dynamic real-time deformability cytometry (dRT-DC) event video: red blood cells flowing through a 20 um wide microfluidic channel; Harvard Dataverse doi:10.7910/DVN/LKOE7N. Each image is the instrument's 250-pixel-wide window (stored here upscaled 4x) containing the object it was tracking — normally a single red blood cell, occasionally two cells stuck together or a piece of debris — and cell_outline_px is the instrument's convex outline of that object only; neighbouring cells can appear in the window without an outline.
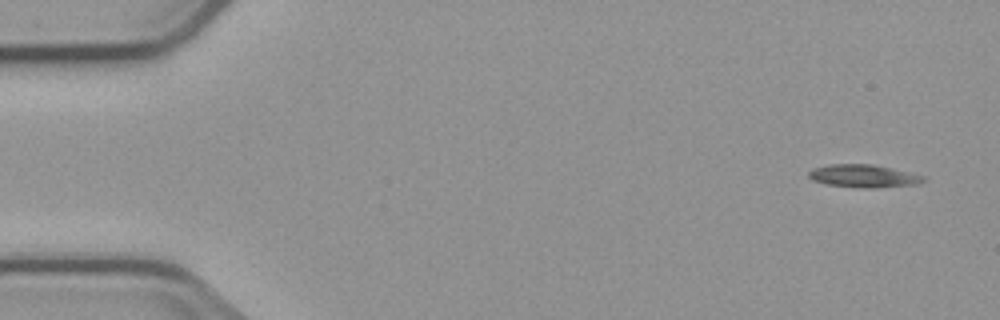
{"species": "common noctule bat (a hibernating species)", "species_latin": "Nyctalus noctula", "temperature_condition": "cold", "stored_images_in_passage": 6, "camera_frame_rate_fps": 3000, "um_per_image_px": 0.085, "animal": {"sex": "male", "body_mass_g": 23.1, "forearm_length_mm": 52.7}, "frame": {"image": 1, "passage_image": 1, "time_ms": 0.0, "image_size_px": [1000, 320], "cell_outline_px": [[928, 180], [920, 184], [876, 188], [864, 188], [824, 184], [812, 180], [808, 176], [808, 172], [812, 168], [828, 164], [872, 164], [908, 172], [924, 176]], "centroid_in_image_um": [73.4, 14.97], "position_along_channel_um": 11.6, "area_um2": 15.43}}
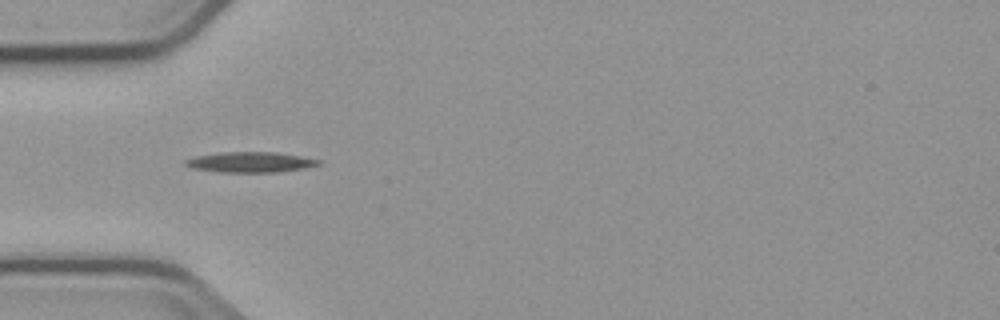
{"frame": {"image": 2, "passage_image": 5, "time_ms": 4.667, "image_size_px": [1000, 320], "cell_outline_px": [[320, 164], [304, 168], [276, 172], [216, 172], [192, 168], [184, 164], [184, 160], [196, 156], [220, 152], [276, 152], [300, 156], [320, 160]], "centroid_in_image_um": [21.23, 13.78], "position_along_channel_um": 63.8, "area_um2": 15.78}}
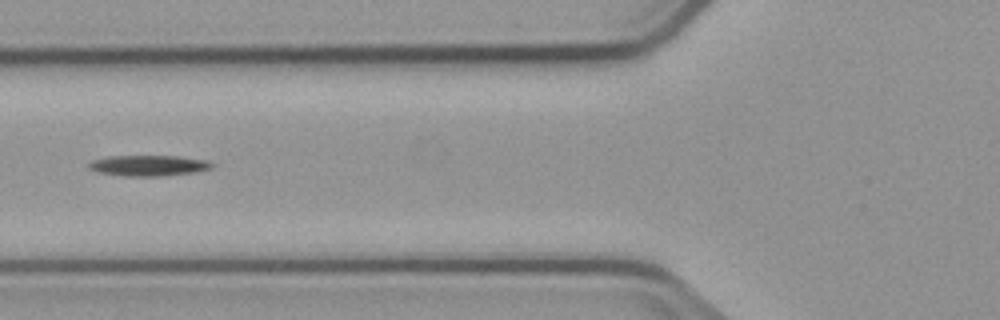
{"frame": {"image": 3, "passage_image": 6, "time_ms": 6.0, "image_size_px": [1000, 320], "cell_outline_px": [[212, 168], [196, 172], [164, 176], [124, 176], [96, 172], [88, 168], [88, 164], [92, 160], [108, 156], [176, 156], [208, 160], [212, 164]], "centroid_in_image_um": [12.6, 14.07], "position_along_channel_um": 113.2, "area_um2": 14.97}}